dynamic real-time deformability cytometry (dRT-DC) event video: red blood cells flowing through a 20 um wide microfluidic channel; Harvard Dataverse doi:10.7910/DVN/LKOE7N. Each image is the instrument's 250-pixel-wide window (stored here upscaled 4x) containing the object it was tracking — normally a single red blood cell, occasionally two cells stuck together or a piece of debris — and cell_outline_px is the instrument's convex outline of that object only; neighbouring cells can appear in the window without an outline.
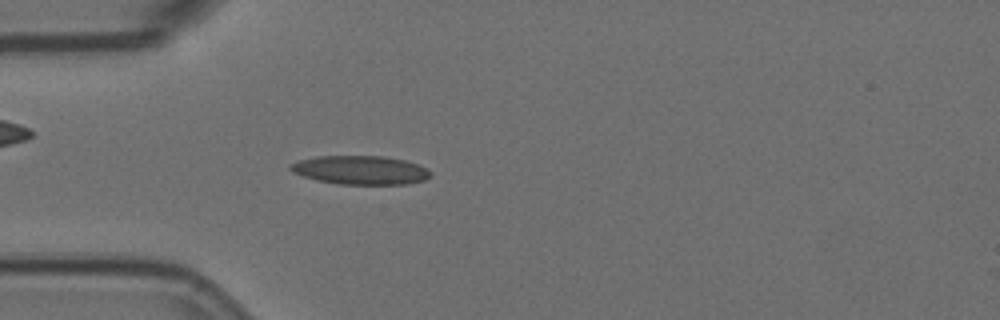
{"species": "Egyptian fruit bat (a non-hibernating species)", "species_latin": "Rousettus aegyptiacus", "temperature_condition": "room temperature", "stored_images_in_passage": 5, "camera_frame_rate_fps": 3000, "um_per_image_px": 0.085, "animal": {"sex": "female"}, "frame": {"image": 1, "passage_image": 5, "time_ms": 1.333, "image_size_px": [1000, 320], "cell_outline_px": [[432, 176], [424, 180], [408, 184], [336, 184], [316, 180], [292, 172], [288, 168], [288, 164], [300, 160], [316, 156], [384, 156], [404, 160], [416, 164], [432, 172]], "centroid_in_image_um": [30.61, 14.46], "position_along_channel_um": 54.4, "area_um2": 23.52}}